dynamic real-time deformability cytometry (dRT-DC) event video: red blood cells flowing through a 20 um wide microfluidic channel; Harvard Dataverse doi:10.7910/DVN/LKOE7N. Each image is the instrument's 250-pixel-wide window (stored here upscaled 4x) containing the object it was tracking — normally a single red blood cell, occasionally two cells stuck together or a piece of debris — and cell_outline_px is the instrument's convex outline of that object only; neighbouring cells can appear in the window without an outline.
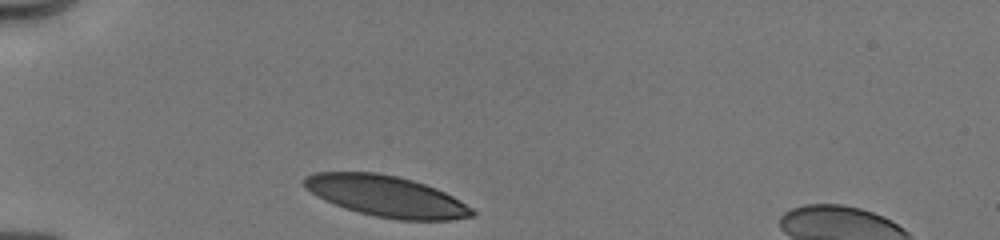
{"species": "human", "species_latin": "Homo sapiens", "temperature_condition": "cold", "stored_images_in_passage": 23, "camera_frame_rate_fps": 3000, "um_per_image_px": 0.085, "donor": {"sex": "male"}, "frame": {"image": 1, "passage_image": 1, "time_ms": 0.0, "image_size_px": [1000, 240], "cell_outline_px": [[476, 216], [452, 220], [400, 220], [376, 216], [344, 208], [324, 200], [316, 196], [304, 188], [304, 176], [316, 172], [376, 172], [396, 176], [412, 180], [436, 188], [460, 200], [472, 208], [476, 212]], "centroid_in_image_um": [32.84, 16.68], "position_along_channel_um": 52.2, "area_um2": 40.17}}
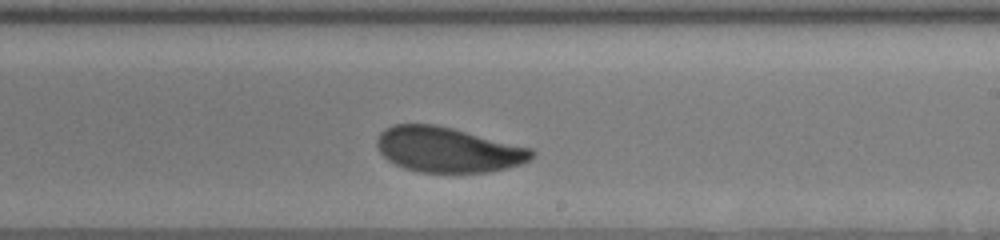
{"frame": {"image": 2, "passage_image": 14, "time_ms": 5.667, "image_size_px": [1000, 240], "cell_outline_px": [[536, 152], [528, 160], [520, 164], [508, 168], [488, 172], [420, 172], [404, 168], [388, 160], [380, 152], [376, 144], [376, 140], [380, 132], [384, 128], [392, 124], [436, 124], [532, 148]], "centroid_in_image_um": [38.05, 12.71], "position_along_channel_um": 251.0, "area_um2": 40.69}}
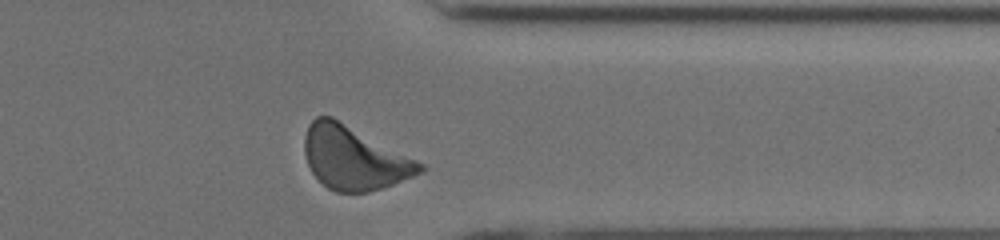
{"frame": {"image": 3, "passage_image": 23, "time_ms": 9.0, "image_size_px": [1000, 240], "cell_outline_px": [[428, 168], [424, 172], [392, 184], [368, 192], [336, 192], [328, 188], [312, 172], [308, 164], [304, 152], [304, 136], [308, 124], [316, 116], [332, 116], [424, 164]], "centroid_in_image_um": [30.08, 13.42], "position_along_channel_um": 381.3, "area_um2": 42.31}, "authors_computed_cell_mechanics": {"area_um2": 41.3848, "velocity_mm_per_s": 3.9597, "shape_relaxation_time_tau1_ms": 1.8219, "shape_relaxation_time_tau2_ms": null, "deformation_change_tau1": 0.0853, "deformation_change_tau2": null}}